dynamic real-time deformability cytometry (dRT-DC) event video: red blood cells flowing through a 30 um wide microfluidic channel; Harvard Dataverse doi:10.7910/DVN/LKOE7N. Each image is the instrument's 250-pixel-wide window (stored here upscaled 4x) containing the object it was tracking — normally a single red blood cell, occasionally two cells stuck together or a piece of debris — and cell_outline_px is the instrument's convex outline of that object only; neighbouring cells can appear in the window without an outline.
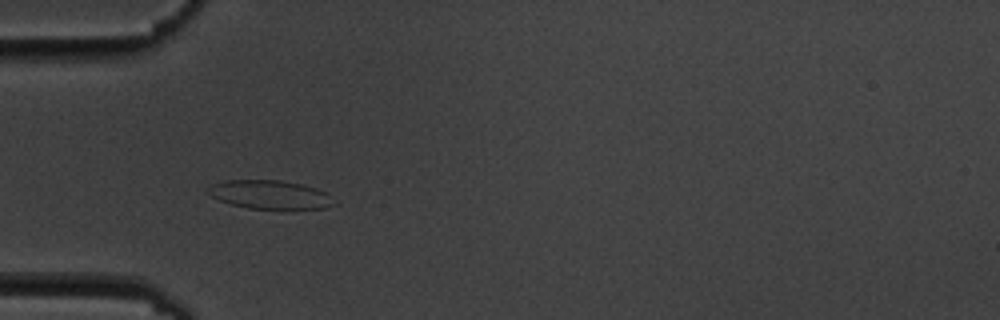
{"species": "common noctule bat (a hibernating species)", "species_latin": "Nyctalus noctula", "temperature_condition": "cold", "stored_images_in_passage": 12, "camera_frame_rate_fps": 3000, "um_per_image_px": 0.085, "animal": {"sex": "male", "body_mass_g": 19.5, "forearm_length_mm": 54.6}, "frame": {"image": 1, "passage_image": 6, "time_ms": 6.667, "image_size_px": [1000, 320], "cell_outline_px": [[336, 204], [324, 208], [248, 208], [232, 204], [220, 200], [212, 196], [208, 192], [208, 188], [212, 184], [224, 180], [280, 180], [300, 184], [316, 188], [328, 192], [332, 196]], "centroid_in_image_um": [22.98, 16.53], "position_along_channel_um": 62.0, "area_um2": 20.81}}
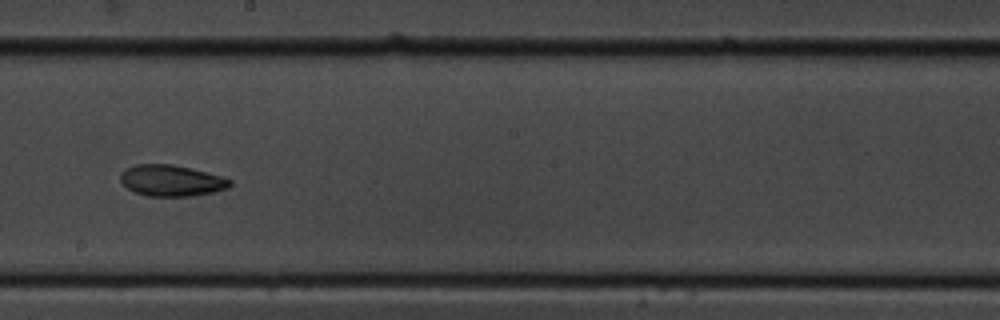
{"frame": {"image": 2, "passage_image": 10, "time_ms": 11.667, "image_size_px": [1000, 320], "cell_outline_px": [[232, 184], [228, 188], [212, 192], [192, 196], [148, 196], [136, 192], [128, 188], [120, 180], [120, 172], [124, 168], [136, 164], [172, 164], [220, 176], [232, 180]], "centroid_in_image_um": [14.54, 15.35], "position_along_channel_um": 233.7, "area_um2": 19.77}}
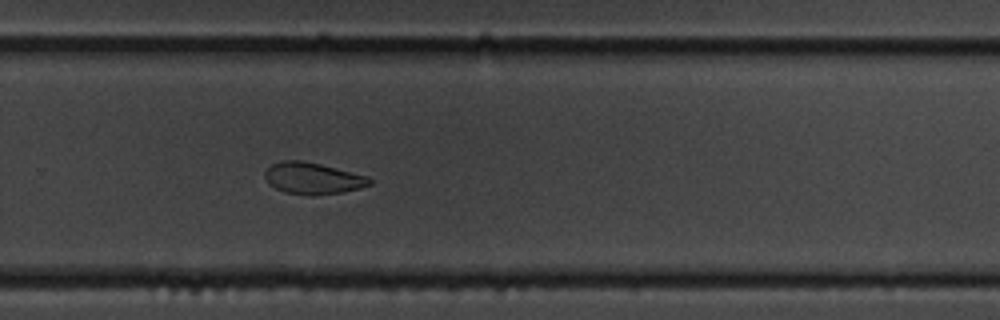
{"frame": {"image": 3, "passage_image": 12, "time_ms": 13.667, "image_size_px": [1000, 320], "cell_outline_px": [[372, 184], [360, 188], [344, 192], [312, 196], [284, 192], [268, 184], [264, 176], [264, 172], [272, 164], [280, 160], [300, 160], [320, 164], [368, 176], [372, 180]], "centroid_in_image_um": [26.58, 15.16], "position_along_channel_um": 303.2, "area_um2": 19.42}}